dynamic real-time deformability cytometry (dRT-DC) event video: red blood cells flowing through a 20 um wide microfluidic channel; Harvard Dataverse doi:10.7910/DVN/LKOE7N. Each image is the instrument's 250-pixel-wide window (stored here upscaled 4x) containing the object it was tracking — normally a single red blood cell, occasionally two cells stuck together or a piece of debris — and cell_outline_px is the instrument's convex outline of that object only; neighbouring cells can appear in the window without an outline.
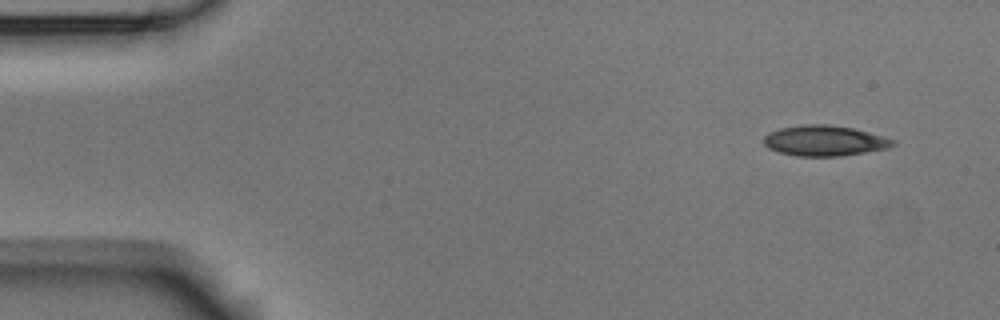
{"species": "Egyptian fruit bat (a non-hibernating species)", "species_latin": "Rousettus aegyptiacus", "temperature_condition": "room temperature", "stored_images_in_passage": 4, "camera_frame_rate_fps": 3000, "um_per_image_px": 0.085, "animal": {"sex": "male"}, "frame": {"image": 1, "passage_image": 1, "time_ms": 0.0, "image_size_px": [1000, 320], "cell_outline_px": [[896, 144], [888, 148], [840, 156], [796, 156], [780, 152], [768, 148], [764, 144], [764, 136], [780, 128], [804, 124], [828, 124], [852, 128], [868, 132], [896, 140]], "centroid_in_image_um": [70.09, 11.96], "position_along_channel_um": 14.9, "area_um2": 22.77}}
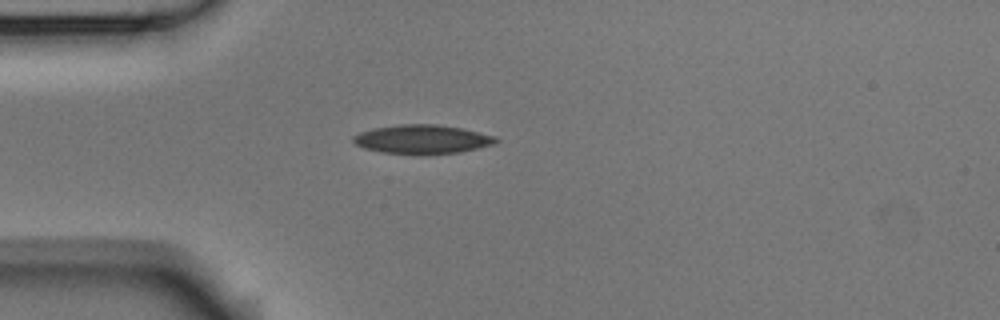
{"frame": {"image": 2, "passage_image": 4, "time_ms": 1.0, "image_size_px": [1000, 320], "cell_outline_px": [[500, 140], [492, 144], [460, 152], [416, 156], [412, 156], [380, 152], [364, 148], [356, 144], [352, 140], [352, 136], [360, 132], [372, 128], [400, 124], [436, 124], [460, 128], [496, 136]], "centroid_in_image_um": [35.84, 11.86], "position_along_channel_um": 49.2, "area_um2": 24.45}}